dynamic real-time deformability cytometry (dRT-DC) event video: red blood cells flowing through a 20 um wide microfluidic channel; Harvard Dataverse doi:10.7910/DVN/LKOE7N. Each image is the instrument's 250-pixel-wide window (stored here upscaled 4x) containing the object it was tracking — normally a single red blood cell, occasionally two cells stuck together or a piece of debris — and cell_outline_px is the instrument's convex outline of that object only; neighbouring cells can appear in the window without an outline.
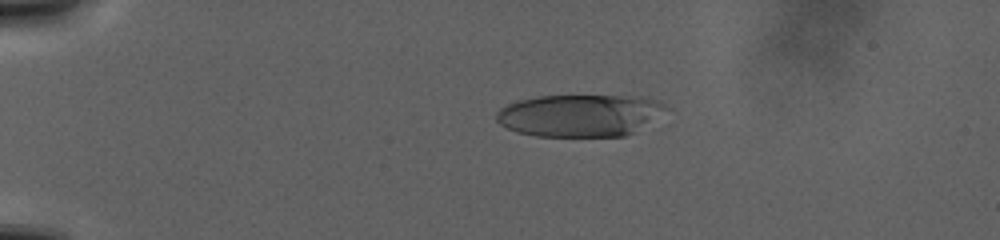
{"species": "human", "species_latin": "Homo sapiens", "temperature_condition": "warm", "stored_images_in_passage": 45, "camera_frame_rate_fps": 3000, "um_per_image_px": 0.085, "donor": {"sex": "male"}, "frame": {"image": 1, "passage_image": 10, "time_ms": 8.667, "image_size_px": [1000, 240], "cell_outline_px": [[676, 112], [624, 136], [536, 136], [516, 132], [500, 124], [496, 120], [496, 112], [500, 108], [516, 100], [540, 96], [640, 96], [660, 100], [672, 108]], "centroid_in_image_um": [49.45, 9.8], "position_along_channel_um": 35.5, "area_um2": 42.83}}
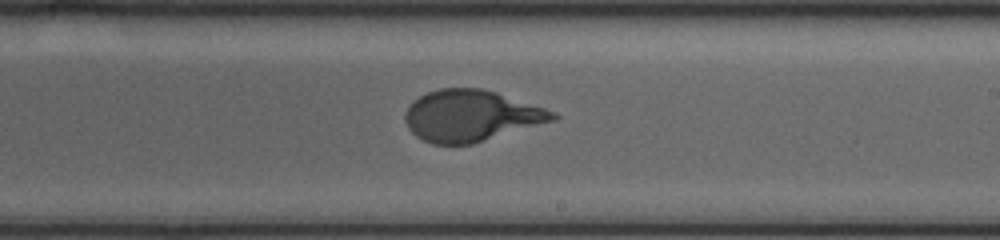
{"frame": {"image": 2, "passage_image": 29, "time_ms": 24.333, "image_size_px": [1000, 240], "cell_outline_px": [[560, 116], [556, 120], [472, 144], [432, 144], [416, 136], [408, 128], [404, 120], [404, 116], [408, 104], [420, 96], [428, 92], [440, 88], [480, 88], [496, 92], [556, 112]], "centroid_in_image_um": [40.02, 9.84], "position_along_channel_um": 249.0, "area_um2": 44.1}}
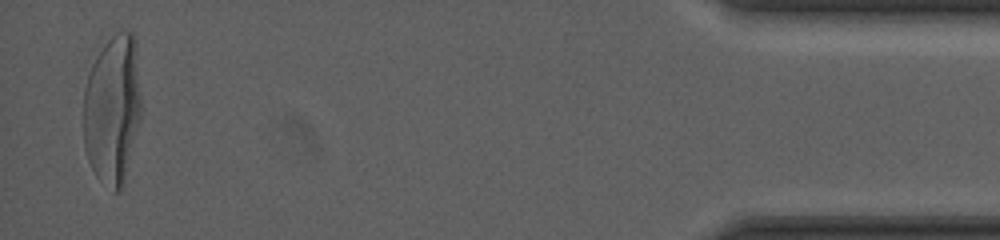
{"frame": {"image": 3, "passage_image": 45, "time_ms": 38.0, "image_size_px": [1000, 240], "cell_outline_px": [[140, 120], [124, 184], [120, 192], [112, 192], [96, 176], [88, 160], [84, 148], [84, 88], [92, 64], [104, 44], [116, 32], [132, 32], [136, 40], [140, 100]], "centroid_in_image_um": [9.56, 9.34], "position_along_channel_um": 425.6, "area_um2": 50.4}}